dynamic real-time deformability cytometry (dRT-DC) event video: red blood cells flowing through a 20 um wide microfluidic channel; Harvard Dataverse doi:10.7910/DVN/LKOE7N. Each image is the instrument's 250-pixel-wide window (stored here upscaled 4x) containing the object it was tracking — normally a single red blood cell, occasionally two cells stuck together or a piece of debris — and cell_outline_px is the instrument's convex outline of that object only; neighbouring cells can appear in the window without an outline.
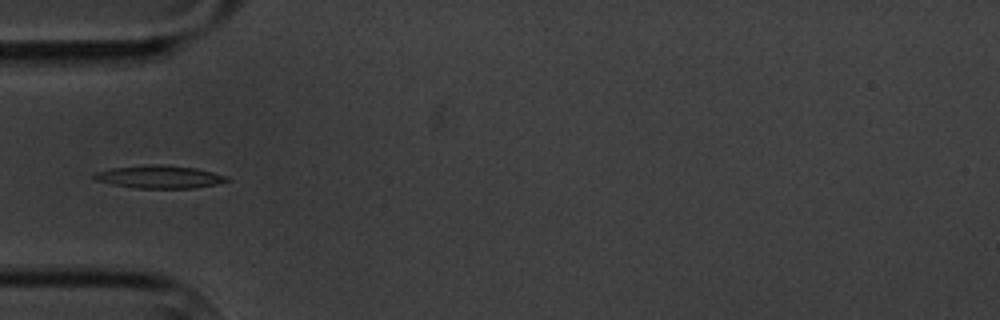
{"species": "common noctule bat (a hibernating species)", "species_latin": "Nyctalus noctula", "temperature_condition": "cold", "stored_images_in_passage": 6, "camera_frame_rate_fps": 3000, "um_per_image_px": 0.085, "animal": {"sex": "male", "body_mass_g": 20.1, "forearm_length_mm": 53.5}, "frame": {"image": 1, "passage_image": 4, "time_ms": 3.667, "image_size_px": [1000, 320], "cell_outline_px": [[232, 180], [216, 184], [192, 188], [136, 188], [112, 184], [96, 180], [92, 176], [96, 172], [112, 168], [144, 164], [160, 164], [196, 168], [228, 176]], "centroid_in_image_um": [13.57, 15.02], "position_along_channel_um": 71.4, "area_um2": 17.69}}
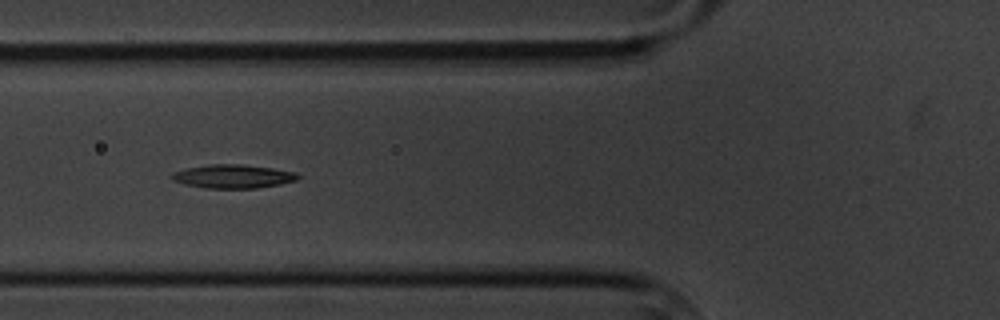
{"frame": {"image": 2, "passage_image": 5, "time_ms": 4.667, "image_size_px": [1000, 320], "cell_outline_px": [[300, 176], [296, 180], [280, 184], [256, 188], [204, 188], [184, 184], [172, 180], [172, 172], [184, 168], [208, 164], [244, 164], [272, 168], [296, 172]], "centroid_in_image_um": [19.78, 14.98], "position_along_channel_um": 106.0, "area_um2": 17.46}}
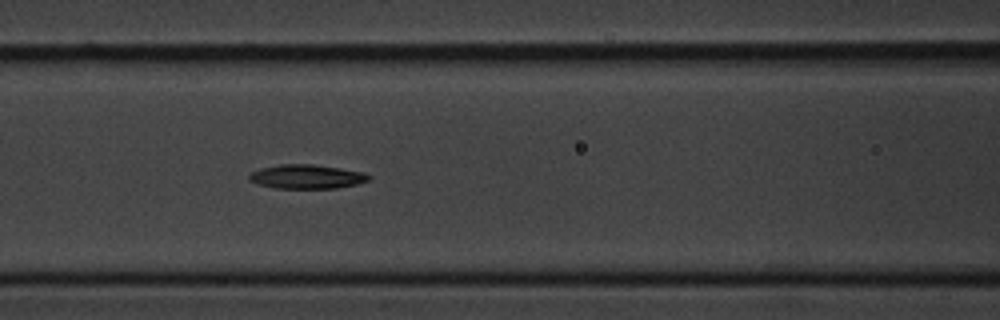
{"frame": {"image": 3, "passage_image": 6, "time_ms": 5.667, "image_size_px": [1000, 320], "cell_outline_px": [[372, 176], [368, 180], [356, 184], [336, 188], [276, 188], [256, 184], [248, 180], [248, 176], [252, 172], [260, 168], [280, 164], [312, 164], [340, 168], [364, 172]], "centroid_in_image_um": [26.04, 15.01], "position_along_channel_um": 140.6, "area_um2": 16.82}}